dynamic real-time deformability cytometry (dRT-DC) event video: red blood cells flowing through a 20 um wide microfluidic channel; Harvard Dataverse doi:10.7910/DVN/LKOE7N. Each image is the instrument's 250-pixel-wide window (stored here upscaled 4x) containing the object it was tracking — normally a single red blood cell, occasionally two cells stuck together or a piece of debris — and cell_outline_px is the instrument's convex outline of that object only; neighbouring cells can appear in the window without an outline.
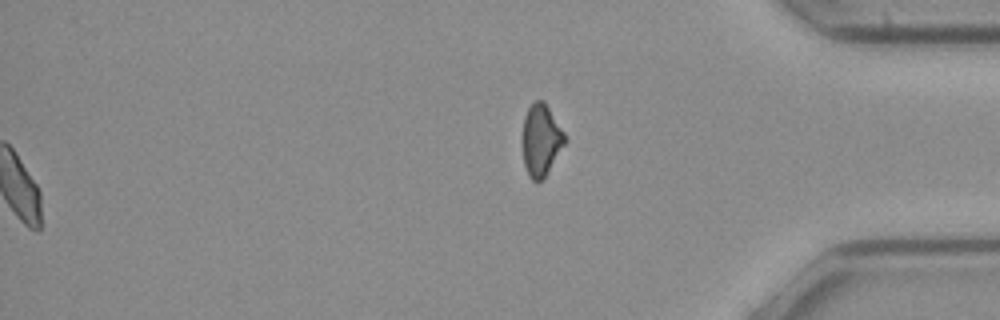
{"species": "common noctule bat (a hibernating species)", "species_latin": "Nyctalus noctula", "temperature_condition": "cold", "stored_images_in_passage": 46, "segment_of_instrument_passage": [2, 2], "camera_frame_rate_fps": 3000, "um_per_image_px": 0.085, "animal": {"sex": "female", "body_mass_g": 21.9}, "frame": {"image": 1, "passage_image": 46, "time_ms": 15.0, "image_size_px": [1000, 320], "cell_outline_px": [[564, 144], [544, 176], [536, 184], [528, 176], [524, 164], [520, 140], [524, 116], [528, 108], [536, 100], [544, 100], [564, 132]], "centroid_in_image_um": [45.92, 11.89], "position_along_channel_um": 389.3, "area_um2": 17.74}}